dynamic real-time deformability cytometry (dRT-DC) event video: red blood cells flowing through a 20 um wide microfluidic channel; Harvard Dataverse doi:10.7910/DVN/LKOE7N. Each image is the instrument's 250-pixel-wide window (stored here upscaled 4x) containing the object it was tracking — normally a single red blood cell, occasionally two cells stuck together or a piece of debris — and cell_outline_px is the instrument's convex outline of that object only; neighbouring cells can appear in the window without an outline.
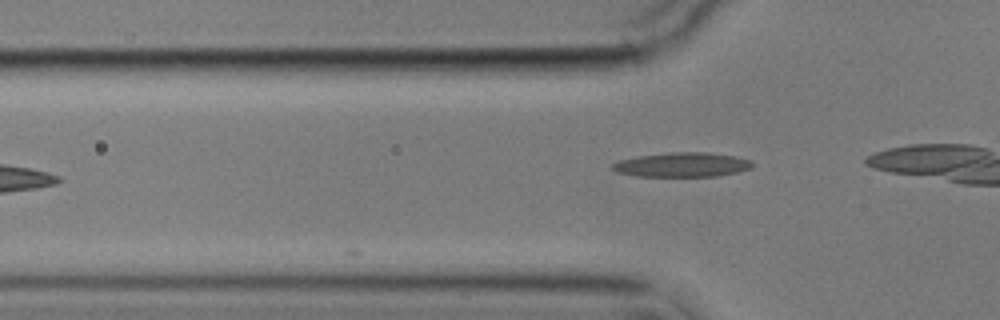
{"species": "common noctule bat (a hibernating species)", "species_latin": "Nyctalus noctula", "temperature_condition": "cold", "stored_images_in_passage": 5, "camera_frame_rate_fps": 3000, "um_per_image_px": 0.085, "animal": {"sex": "male", "body_mass_g": 17.9}, "frame": {"image": 1, "passage_image": 5, "time_ms": 5.667, "image_size_px": [1000, 320], "cell_outline_px": [[752, 168], [740, 172], [716, 176], [636, 176], [616, 172], [612, 168], [612, 164], [620, 160], [640, 156], [672, 152], [708, 152], [736, 156], [752, 160]], "centroid_in_image_um": [58.03, 14.0], "position_along_channel_um": 67.8, "area_um2": 19.94}}